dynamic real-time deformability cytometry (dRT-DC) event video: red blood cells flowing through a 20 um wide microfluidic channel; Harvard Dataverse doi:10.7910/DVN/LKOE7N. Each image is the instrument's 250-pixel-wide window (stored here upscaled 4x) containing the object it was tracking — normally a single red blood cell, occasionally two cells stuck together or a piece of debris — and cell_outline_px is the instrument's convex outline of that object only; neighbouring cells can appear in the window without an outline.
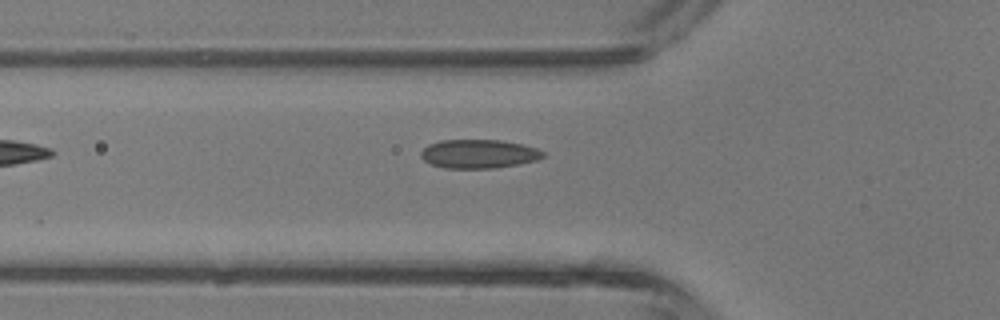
{"species": "common noctule bat (a hibernating species)", "species_latin": "Nyctalus noctula", "temperature_condition": "room temperature", "stored_images_in_passage": 6, "camera_frame_rate_fps": 3000, "um_per_image_px": 0.085, "animal": {"sex": "male", "body_mass_g": 13.3}, "frame": {"image": 1, "passage_image": 6, "time_ms": 5.667, "image_size_px": [1000, 320], "cell_outline_px": [[544, 156], [536, 160], [520, 164], [496, 168], [444, 168], [432, 164], [424, 160], [420, 156], [420, 152], [428, 144], [440, 140], [500, 140], [520, 144], [536, 148], [544, 152]], "centroid_in_image_um": [40.67, 13.08], "position_along_channel_um": 85.1, "area_um2": 20.46}}